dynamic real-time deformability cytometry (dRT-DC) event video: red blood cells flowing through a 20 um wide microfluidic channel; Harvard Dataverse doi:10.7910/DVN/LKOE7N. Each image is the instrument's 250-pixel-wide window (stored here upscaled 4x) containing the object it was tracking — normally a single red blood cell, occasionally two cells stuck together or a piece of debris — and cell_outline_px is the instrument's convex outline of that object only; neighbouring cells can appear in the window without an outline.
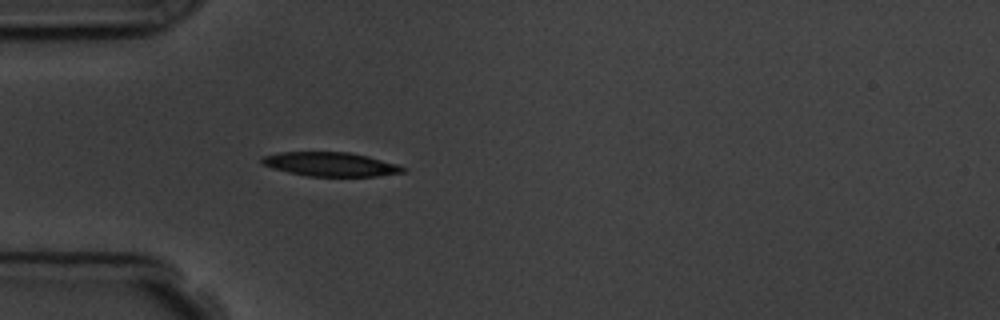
{"species": "common noctule bat (a hibernating species)", "species_latin": "Nyctalus noctula", "temperature_condition": "room temperature", "stored_images_in_passage": 1, "camera_frame_rate_fps": 3000, "um_per_image_px": 0.085, "animal": {"sex": "male", "body_mass_g": 19.5, "forearm_length_mm": 54.6}, "frame": {"image": 1, "passage_image": 1, "time_ms": 0.0, "image_size_px": [1000, 320], "cell_outline_px": [[408, 168], [404, 172], [376, 176], [308, 176], [288, 172], [272, 168], [264, 164], [260, 160], [264, 156], [280, 152], [348, 152], [368, 156], [400, 164]], "centroid_in_image_um": [28.15, 13.96], "position_along_channel_um": 56.8, "area_um2": 19.77}}